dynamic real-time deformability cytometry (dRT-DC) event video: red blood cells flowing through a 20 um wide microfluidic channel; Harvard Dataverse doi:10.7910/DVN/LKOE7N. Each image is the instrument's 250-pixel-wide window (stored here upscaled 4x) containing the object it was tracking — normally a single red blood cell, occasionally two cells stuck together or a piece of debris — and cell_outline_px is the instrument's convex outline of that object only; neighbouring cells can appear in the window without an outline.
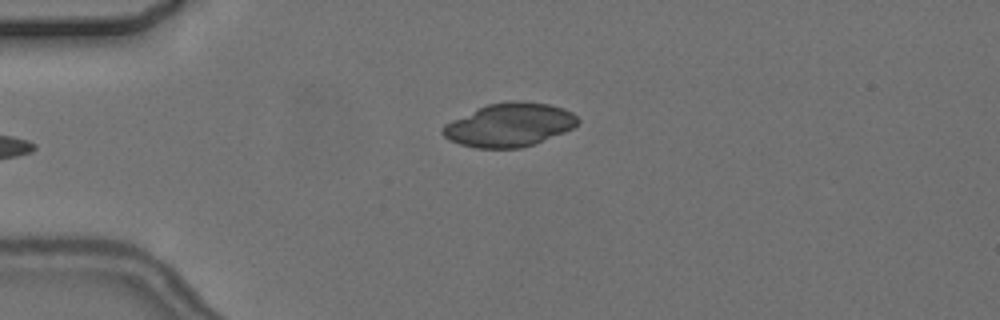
{"species": "common noctule bat (a hibernating species)", "species_latin": "Nyctalus noctula", "temperature_condition": "cold", "stored_images_in_passage": 5, "segment_of_instrument_passage": [2, 2], "camera_frame_rate_fps": 3000, "um_per_image_px": 0.085, "animal": {"sex": "female", "body_mass_g": 24.6, "forearm_length_mm": 56.2}, "frame": {"image": 1, "passage_image": 5, "time_ms": 5.333, "image_size_px": [1000, 320], "cell_outline_px": [[580, 120], [572, 128], [564, 132], [532, 144], [520, 148], [476, 148], [460, 144], [448, 140], [440, 132], [440, 128], [444, 124], [452, 120], [488, 104], [512, 100], [524, 100], [548, 104], [564, 108], [572, 112]], "centroid_in_image_um": [43.27, 10.61], "position_along_channel_um": 41.7, "area_um2": 34.16}}